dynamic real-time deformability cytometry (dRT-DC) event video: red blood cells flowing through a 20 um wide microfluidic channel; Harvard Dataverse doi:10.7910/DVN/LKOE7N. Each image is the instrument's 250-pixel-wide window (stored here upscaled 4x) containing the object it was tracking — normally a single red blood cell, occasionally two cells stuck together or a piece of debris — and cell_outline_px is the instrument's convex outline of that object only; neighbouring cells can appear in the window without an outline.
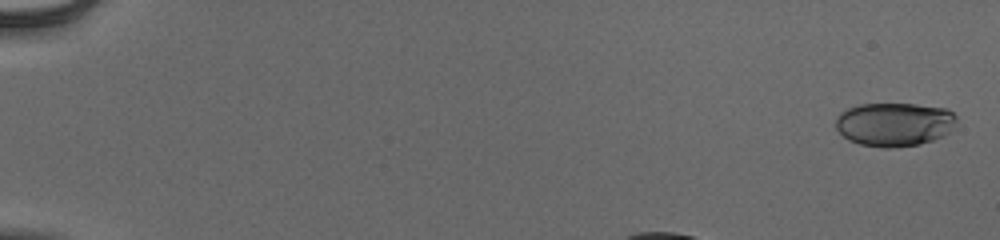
{"species": "human", "species_latin": "Homo sapiens", "temperature_condition": "cold", "stored_images_in_passage": 40, "camera_frame_rate_fps": 3000, "um_per_image_px": 0.085, "donor": {"sex": "male"}, "frame": {"image": 1, "passage_image": 2, "time_ms": 0.333, "image_size_px": [1000, 240], "cell_outline_px": [[956, 124], [944, 136], [932, 140], [916, 144], [888, 148], [884, 148], [860, 144], [848, 140], [836, 128], [836, 120], [840, 112], [848, 108], [860, 104], [916, 104], [948, 108], [956, 116]], "centroid_in_image_um": [76.03, 10.55], "position_along_channel_um": 9.0, "area_um2": 30.75}}
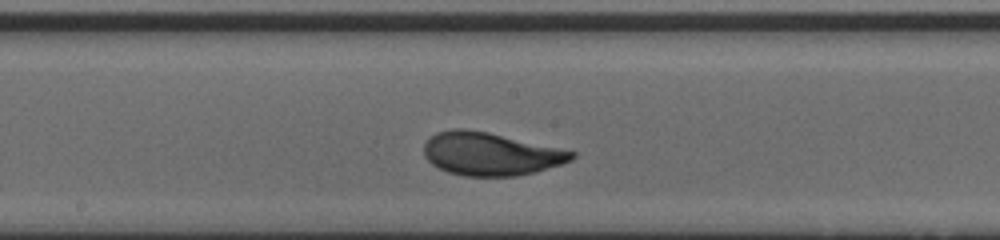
{"frame": {"image": 2, "passage_image": 25, "time_ms": 8.0, "image_size_px": [1000, 240], "cell_outline_px": [[576, 156], [572, 160], [560, 164], [532, 172], [516, 176], [464, 176], [448, 172], [432, 164], [424, 156], [424, 144], [436, 132], [452, 128], [464, 128], [488, 132], [576, 152]], "centroid_in_image_um": [41.66, 13.07], "position_along_channel_um": 206.5, "area_um2": 36.7}}
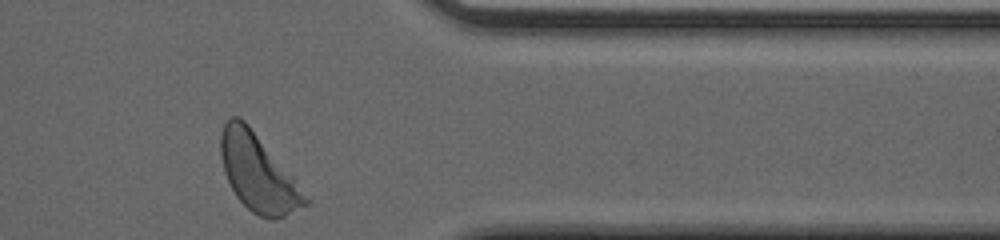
{"frame": {"image": 3, "passage_image": 40, "time_ms": 13.0, "image_size_px": [1000, 240], "cell_outline_px": [[312, 200], [308, 204], [284, 216], [272, 220], [260, 216], [252, 212], [236, 196], [224, 172], [220, 156], [220, 136], [224, 124], [232, 116], [236, 116], [244, 120], [248, 124], [292, 176]], "centroid_in_image_um": [21.93, 14.71], "position_along_channel_um": 389.5, "area_um2": 37.45}, "authors_computed_cell_mechanics": {"area_um2": 35.9227, "velocity_mm_per_s": 3.8392, "shape_relaxation_time_tau1_ms": 2.4843, "shape_relaxation_time_tau2_ms": null, "deformation_change_tau1": 0.1455, "deformation_change_tau2": null}}